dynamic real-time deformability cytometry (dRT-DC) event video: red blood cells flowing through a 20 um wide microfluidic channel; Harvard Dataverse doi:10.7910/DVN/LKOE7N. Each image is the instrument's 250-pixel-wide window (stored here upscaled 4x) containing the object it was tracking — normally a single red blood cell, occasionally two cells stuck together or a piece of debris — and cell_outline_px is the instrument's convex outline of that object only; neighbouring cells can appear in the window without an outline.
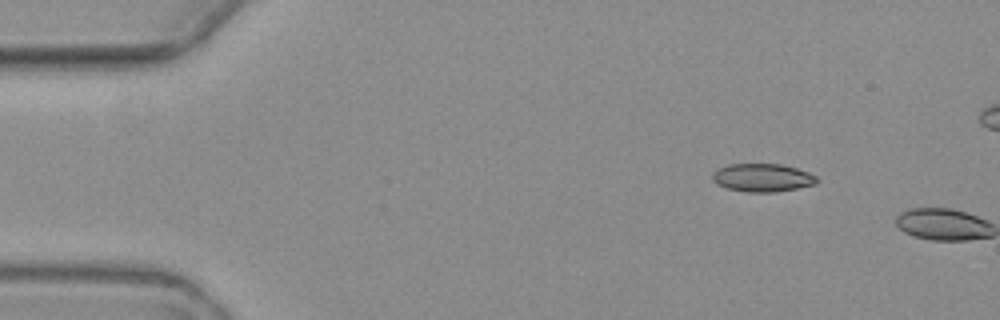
{"species": "common noctule bat (a hibernating species)", "species_latin": "Nyctalus noctula", "temperature_condition": "warm", "stored_images_in_passage": 2, "camera_frame_rate_fps": 3000, "um_per_image_px": 0.085, "animal": {"sex": "female", "body_mass_g": 19.3, "forearm_length_mm": 54.1}, "frame": {"image": 1, "passage_image": 1, "time_ms": 0.0, "image_size_px": [1000, 320], "cell_outline_px": [[820, 180], [816, 184], [776, 192], [748, 192], [728, 188], [716, 184], [712, 180], [712, 172], [716, 168], [728, 164], [780, 164], [796, 168], [808, 172], [816, 176]], "centroid_in_image_um": [64.79, 15.1], "position_along_channel_um": 20.2, "area_um2": 17.22}}